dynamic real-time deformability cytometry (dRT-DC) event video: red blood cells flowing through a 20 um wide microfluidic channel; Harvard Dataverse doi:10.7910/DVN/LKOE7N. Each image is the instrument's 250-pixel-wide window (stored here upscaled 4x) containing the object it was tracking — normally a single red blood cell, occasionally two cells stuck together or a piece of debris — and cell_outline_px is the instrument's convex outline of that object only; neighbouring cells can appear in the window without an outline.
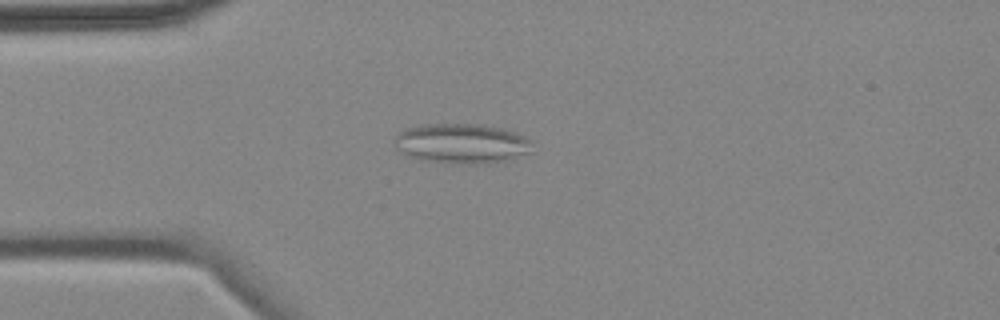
{"species": "common noctule bat (a hibernating species)", "species_latin": "Nyctalus noctula", "temperature_condition": "cold", "stored_images_in_passage": 4, "camera_frame_rate_fps": 3000, "um_per_image_px": 0.085, "animal": {"sex": "female", "body_mass_g": 18.4}, "frame": {"image": 1, "passage_image": 4, "time_ms": 3.333, "image_size_px": [1000, 320], "cell_outline_px": [[532, 152], [504, 160], [476, 164], [468, 164], [424, 160], [412, 156], [396, 148], [396, 136], [404, 128], [420, 124], [480, 124], [504, 128], [524, 136], [528, 140]], "centroid_in_image_um": [39.24, 12.17], "position_along_channel_um": 45.8, "area_um2": 31.5}}